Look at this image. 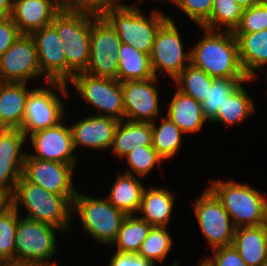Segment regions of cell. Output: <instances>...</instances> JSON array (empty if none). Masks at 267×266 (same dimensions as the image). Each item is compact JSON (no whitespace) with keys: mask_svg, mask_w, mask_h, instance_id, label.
<instances>
[{"mask_svg":"<svg viewBox=\"0 0 267 266\" xmlns=\"http://www.w3.org/2000/svg\"><path fill=\"white\" fill-rule=\"evenodd\" d=\"M265 29H267V0H262L256 6L244 10L239 25L233 33H253Z\"/></svg>","mask_w":267,"mask_h":266,"instance_id":"f35d334b","label":"cell"},{"mask_svg":"<svg viewBox=\"0 0 267 266\" xmlns=\"http://www.w3.org/2000/svg\"><path fill=\"white\" fill-rule=\"evenodd\" d=\"M152 146L151 123L121 120L115 129L111 151L121 160L133 149Z\"/></svg>","mask_w":267,"mask_h":266,"instance_id":"484cf974","label":"cell"},{"mask_svg":"<svg viewBox=\"0 0 267 266\" xmlns=\"http://www.w3.org/2000/svg\"><path fill=\"white\" fill-rule=\"evenodd\" d=\"M207 187L221 201L235 228L265 224L267 196L249 186L235 181L212 180Z\"/></svg>","mask_w":267,"mask_h":266,"instance_id":"3957f363","label":"cell"},{"mask_svg":"<svg viewBox=\"0 0 267 266\" xmlns=\"http://www.w3.org/2000/svg\"><path fill=\"white\" fill-rule=\"evenodd\" d=\"M233 34L238 41L241 65L246 75L254 80L257 70L267 65V29Z\"/></svg>","mask_w":267,"mask_h":266,"instance_id":"d4e9b609","label":"cell"},{"mask_svg":"<svg viewBox=\"0 0 267 266\" xmlns=\"http://www.w3.org/2000/svg\"><path fill=\"white\" fill-rule=\"evenodd\" d=\"M108 266H156L151 260L145 259L137 253H120L115 251Z\"/></svg>","mask_w":267,"mask_h":266,"instance_id":"7bdbcfd3","label":"cell"},{"mask_svg":"<svg viewBox=\"0 0 267 266\" xmlns=\"http://www.w3.org/2000/svg\"><path fill=\"white\" fill-rule=\"evenodd\" d=\"M59 11V0H13L11 18L22 34H31L51 25Z\"/></svg>","mask_w":267,"mask_h":266,"instance_id":"ffe728a7","label":"cell"},{"mask_svg":"<svg viewBox=\"0 0 267 266\" xmlns=\"http://www.w3.org/2000/svg\"><path fill=\"white\" fill-rule=\"evenodd\" d=\"M211 261L215 266H247L233 245L212 250Z\"/></svg>","mask_w":267,"mask_h":266,"instance_id":"60d3db41","label":"cell"},{"mask_svg":"<svg viewBox=\"0 0 267 266\" xmlns=\"http://www.w3.org/2000/svg\"><path fill=\"white\" fill-rule=\"evenodd\" d=\"M179 261L178 260H173V262H171L170 266H179Z\"/></svg>","mask_w":267,"mask_h":266,"instance_id":"681fc988","label":"cell"},{"mask_svg":"<svg viewBox=\"0 0 267 266\" xmlns=\"http://www.w3.org/2000/svg\"><path fill=\"white\" fill-rule=\"evenodd\" d=\"M135 175L118 173L112 184L109 195L105 198L126 215H136L141 206L145 186Z\"/></svg>","mask_w":267,"mask_h":266,"instance_id":"4316f807","label":"cell"},{"mask_svg":"<svg viewBox=\"0 0 267 266\" xmlns=\"http://www.w3.org/2000/svg\"><path fill=\"white\" fill-rule=\"evenodd\" d=\"M75 196H62L20 177L11 196L12 206L19 213L21 206L26 210L25 218L45 222L62 232L69 231L72 221Z\"/></svg>","mask_w":267,"mask_h":266,"instance_id":"7a4b0ae2","label":"cell"},{"mask_svg":"<svg viewBox=\"0 0 267 266\" xmlns=\"http://www.w3.org/2000/svg\"><path fill=\"white\" fill-rule=\"evenodd\" d=\"M167 230V227L152 226L137 254L154 263L164 262L173 245V239Z\"/></svg>","mask_w":267,"mask_h":266,"instance_id":"836d02e7","label":"cell"},{"mask_svg":"<svg viewBox=\"0 0 267 266\" xmlns=\"http://www.w3.org/2000/svg\"><path fill=\"white\" fill-rule=\"evenodd\" d=\"M69 82L86 104H91L93 108L103 112L94 115L112 117L118 121L124 120L122 82L112 78L96 77L85 72L75 74Z\"/></svg>","mask_w":267,"mask_h":266,"instance_id":"9c48e42d","label":"cell"},{"mask_svg":"<svg viewBox=\"0 0 267 266\" xmlns=\"http://www.w3.org/2000/svg\"><path fill=\"white\" fill-rule=\"evenodd\" d=\"M151 228L152 226L139 216L127 215L111 246H116V251L120 253H138Z\"/></svg>","mask_w":267,"mask_h":266,"instance_id":"4dcf8cb0","label":"cell"},{"mask_svg":"<svg viewBox=\"0 0 267 266\" xmlns=\"http://www.w3.org/2000/svg\"><path fill=\"white\" fill-rule=\"evenodd\" d=\"M249 81L253 82L251 78L242 82L228 97H225L222 107L209 123H221L226 127L233 126L244 122L255 112L253 99L244 88Z\"/></svg>","mask_w":267,"mask_h":266,"instance_id":"83f0119b","label":"cell"},{"mask_svg":"<svg viewBox=\"0 0 267 266\" xmlns=\"http://www.w3.org/2000/svg\"><path fill=\"white\" fill-rule=\"evenodd\" d=\"M120 47L121 40L111 24L104 17L91 16L90 59L84 72L117 79Z\"/></svg>","mask_w":267,"mask_h":266,"instance_id":"7c38bea8","label":"cell"},{"mask_svg":"<svg viewBox=\"0 0 267 266\" xmlns=\"http://www.w3.org/2000/svg\"><path fill=\"white\" fill-rule=\"evenodd\" d=\"M201 29L204 36L190 49L191 64L215 79H250L241 65L233 32Z\"/></svg>","mask_w":267,"mask_h":266,"instance_id":"6da1fadb","label":"cell"},{"mask_svg":"<svg viewBox=\"0 0 267 266\" xmlns=\"http://www.w3.org/2000/svg\"><path fill=\"white\" fill-rule=\"evenodd\" d=\"M265 227H266V230H267V213H266V218H265Z\"/></svg>","mask_w":267,"mask_h":266,"instance_id":"816d5d0a","label":"cell"},{"mask_svg":"<svg viewBox=\"0 0 267 266\" xmlns=\"http://www.w3.org/2000/svg\"><path fill=\"white\" fill-rule=\"evenodd\" d=\"M57 231L62 232L45 222L19 217L15 234V263L58 266L55 261H49L56 253Z\"/></svg>","mask_w":267,"mask_h":266,"instance_id":"52a82bcc","label":"cell"},{"mask_svg":"<svg viewBox=\"0 0 267 266\" xmlns=\"http://www.w3.org/2000/svg\"><path fill=\"white\" fill-rule=\"evenodd\" d=\"M51 25L64 43L66 84L77 73L87 69L90 59L91 16L60 10Z\"/></svg>","mask_w":267,"mask_h":266,"instance_id":"5b68a950","label":"cell"},{"mask_svg":"<svg viewBox=\"0 0 267 266\" xmlns=\"http://www.w3.org/2000/svg\"><path fill=\"white\" fill-rule=\"evenodd\" d=\"M126 159L129 167L126 174L133 175L139 178L147 176L154 166L161 165L164 159L157 153L152 146H141L138 149L130 151L123 160ZM132 171H131V170Z\"/></svg>","mask_w":267,"mask_h":266,"instance_id":"8d00e7d4","label":"cell"},{"mask_svg":"<svg viewBox=\"0 0 267 266\" xmlns=\"http://www.w3.org/2000/svg\"><path fill=\"white\" fill-rule=\"evenodd\" d=\"M21 34L11 17L0 20V57L14 44Z\"/></svg>","mask_w":267,"mask_h":266,"instance_id":"b9f144b4","label":"cell"},{"mask_svg":"<svg viewBox=\"0 0 267 266\" xmlns=\"http://www.w3.org/2000/svg\"><path fill=\"white\" fill-rule=\"evenodd\" d=\"M261 266H267V261L264 264H262Z\"/></svg>","mask_w":267,"mask_h":266,"instance_id":"f5cc1de1","label":"cell"},{"mask_svg":"<svg viewBox=\"0 0 267 266\" xmlns=\"http://www.w3.org/2000/svg\"><path fill=\"white\" fill-rule=\"evenodd\" d=\"M118 120L112 117L87 115L80 121L70 125L73 135V145L97 150L111 149Z\"/></svg>","mask_w":267,"mask_h":266,"instance_id":"d6986e66","label":"cell"},{"mask_svg":"<svg viewBox=\"0 0 267 266\" xmlns=\"http://www.w3.org/2000/svg\"><path fill=\"white\" fill-rule=\"evenodd\" d=\"M172 5H176L187 17L202 27L211 14L213 0H173Z\"/></svg>","mask_w":267,"mask_h":266,"instance_id":"ab89813d","label":"cell"},{"mask_svg":"<svg viewBox=\"0 0 267 266\" xmlns=\"http://www.w3.org/2000/svg\"><path fill=\"white\" fill-rule=\"evenodd\" d=\"M13 0H0V20L11 17Z\"/></svg>","mask_w":267,"mask_h":266,"instance_id":"ee69618b","label":"cell"},{"mask_svg":"<svg viewBox=\"0 0 267 266\" xmlns=\"http://www.w3.org/2000/svg\"><path fill=\"white\" fill-rule=\"evenodd\" d=\"M159 77L122 82L125 108L124 120L153 123L159 114V94L156 83Z\"/></svg>","mask_w":267,"mask_h":266,"instance_id":"2e32d148","label":"cell"},{"mask_svg":"<svg viewBox=\"0 0 267 266\" xmlns=\"http://www.w3.org/2000/svg\"><path fill=\"white\" fill-rule=\"evenodd\" d=\"M34 153L27 152L30 157L44 161L76 164L73 135L71 127L63 122L31 133L27 136Z\"/></svg>","mask_w":267,"mask_h":266,"instance_id":"9a60e30c","label":"cell"},{"mask_svg":"<svg viewBox=\"0 0 267 266\" xmlns=\"http://www.w3.org/2000/svg\"><path fill=\"white\" fill-rule=\"evenodd\" d=\"M75 167L76 164L44 161L27 154L22 176L49 192L62 196H75L77 194L73 182Z\"/></svg>","mask_w":267,"mask_h":266,"instance_id":"5bb4252c","label":"cell"},{"mask_svg":"<svg viewBox=\"0 0 267 266\" xmlns=\"http://www.w3.org/2000/svg\"><path fill=\"white\" fill-rule=\"evenodd\" d=\"M117 56L118 81L145 80L154 77L149 54L142 53L129 44L121 43Z\"/></svg>","mask_w":267,"mask_h":266,"instance_id":"f1b7e54d","label":"cell"},{"mask_svg":"<svg viewBox=\"0 0 267 266\" xmlns=\"http://www.w3.org/2000/svg\"><path fill=\"white\" fill-rule=\"evenodd\" d=\"M136 2H134V3H137L138 5L140 4V3H142V2H144V1H148V0H135ZM169 1V0H168ZM173 0H170V2H172Z\"/></svg>","mask_w":267,"mask_h":266,"instance_id":"f907efd6","label":"cell"},{"mask_svg":"<svg viewBox=\"0 0 267 266\" xmlns=\"http://www.w3.org/2000/svg\"><path fill=\"white\" fill-rule=\"evenodd\" d=\"M160 125L154 121L152 126V147L164 159H171L178 153L182 145L181 129L173 123L167 116L159 117Z\"/></svg>","mask_w":267,"mask_h":266,"instance_id":"f546056e","label":"cell"},{"mask_svg":"<svg viewBox=\"0 0 267 266\" xmlns=\"http://www.w3.org/2000/svg\"><path fill=\"white\" fill-rule=\"evenodd\" d=\"M137 3L124 4L113 8L104 18L111 24L119 35L121 43L129 44L142 53H151L159 27L169 18L160 12L153 11L147 16Z\"/></svg>","mask_w":267,"mask_h":266,"instance_id":"277c9868","label":"cell"},{"mask_svg":"<svg viewBox=\"0 0 267 266\" xmlns=\"http://www.w3.org/2000/svg\"><path fill=\"white\" fill-rule=\"evenodd\" d=\"M261 1L262 0H235V2L244 7V9L256 6Z\"/></svg>","mask_w":267,"mask_h":266,"instance_id":"bcb514c9","label":"cell"},{"mask_svg":"<svg viewBox=\"0 0 267 266\" xmlns=\"http://www.w3.org/2000/svg\"><path fill=\"white\" fill-rule=\"evenodd\" d=\"M244 10L235 0H213L209 20L202 27L233 32L239 25Z\"/></svg>","mask_w":267,"mask_h":266,"instance_id":"d6a6232c","label":"cell"},{"mask_svg":"<svg viewBox=\"0 0 267 266\" xmlns=\"http://www.w3.org/2000/svg\"><path fill=\"white\" fill-rule=\"evenodd\" d=\"M197 266H215V265L213 264L211 259L208 256H206L203 258V260H201V262Z\"/></svg>","mask_w":267,"mask_h":266,"instance_id":"7dc6e473","label":"cell"},{"mask_svg":"<svg viewBox=\"0 0 267 266\" xmlns=\"http://www.w3.org/2000/svg\"><path fill=\"white\" fill-rule=\"evenodd\" d=\"M214 79L203 70L189 64L173 81L177 85V90L202 103L206 99Z\"/></svg>","mask_w":267,"mask_h":266,"instance_id":"1f68e13d","label":"cell"},{"mask_svg":"<svg viewBox=\"0 0 267 266\" xmlns=\"http://www.w3.org/2000/svg\"><path fill=\"white\" fill-rule=\"evenodd\" d=\"M76 213L84 232L104 245H112L118 236L126 214L115 208L106 198L93 197L77 191L73 200Z\"/></svg>","mask_w":267,"mask_h":266,"instance_id":"8992f818","label":"cell"},{"mask_svg":"<svg viewBox=\"0 0 267 266\" xmlns=\"http://www.w3.org/2000/svg\"><path fill=\"white\" fill-rule=\"evenodd\" d=\"M34 40L37 57L42 74L50 82H61L66 84V56L64 43L56 29L46 26L30 34Z\"/></svg>","mask_w":267,"mask_h":266,"instance_id":"ac0fdd59","label":"cell"},{"mask_svg":"<svg viewBox=\"0 0 267 266\" xmlns=\"http://www.w3.org/2000/svg\"><path fill=\"white\" fill-rule=\"evenodd\" d=\"M248 79H227L216 78L213 80L206 99L201 103L203 113L210 122L219 111L220 107L228 97L242 82Z\"/></svg>","mask_w":267,"mask_h":266,"instance_id":"d590c367","label":"cell"},{"mask_svg":"<svg viewBox=\"0 0 267 266\" xmlns=\"http://www.w3.org/2000/svg\"><path fill=\"white\" fill-rule=\"evenodd\" d=\"M19 217L13 206L0 213V264L15 263V234Z\"/></svg>","mask_w":267,"mask_h":266,"instance_id":"e575fe53","label":"cell"},{"mask_svg":"<svg viewBox=\"0 0 267 266\" xmlns=\"http://www.w3.org/2000/svg\"><path fill=\"white\" fill-rule=\"evenodd\" d=\"M12 206L11 195L3 189H0V213L6 211Z\"/></svg>","mask_w":267,"mask_h":266,"instance_id":"f6af8a7d","label":"cell"},{"mask_svg":"<svg viewBox=\"0 0 267 266\" xmlns=\"http://www.w3.org/2000/svg\"><path fill=\"white\" fill-rule=\"evenodd\" d=\"M232 245L247 266H261L267 261L265 225L236 228Z\"/></svg>","mask_w":267,"mask_h":266,"instance_id":"cb8c5ba5","label":"cell"},{"mask_svg":"<svg viewBox=\"0 0 267 266\" xmlns=\"http://www.w3.org/2000/svg\"><path fill=\"white\" fill-rule=\"evenodd\" d=\"M174 193L165 187L150 186L145 188L141 206L138 211L140 218L151 226L167 227L174 209Z\"/></svg>","mask_w":267,"mask_h":266,"instance_id":"7402d4cb","label":"cell"},{"mask_svg":"<svg viewBox=\"0 0 267 266\" xmlns=\"http://www.w3.org/2000/svg\"><path fill=\"white\" fill-rule=\"evenodd\" d=\"M38 77L50 82L40 69L32 36L21 34L0 57V82L29 83Z\"/></svg>","mask_w":267,"mask_h":266,"instance_id":"4fadbf2b","label":"cell"},{"mask_svg":"<svg viewBox=\"0 0 267 266\" xmlns=\"http://www.w3.org/2000/svg\"><path fill=\"white\" fill-rule=\"evenodd\" d=\"M46 87L33 88L28 96L24 122L20 129L26 136L35 131L52 127L61 122L65 114V105L60 95L68 97L67 84L47 82ZM54 89V91H52ZM55 90L58 93H55Z\"/></svg>","mask_w":267,"mask_h":266,"instance_id":"ba28073f","label":"cell"},{"mask_svg":"<svg viewBox=\"0 0 267 266\" xmlns=\"http://www.w3.org/2000/svg\"><path fill=\"white\" fill-rule=\"evenodd\" d=\"M27 84L0 82V129L22 128L27 99L32 90Z\"/></svg>","mask_w":267,"mask_h":266,"instance_id":"44dd1931","label":"cell"},{"mask_svg":"<svg viewBox=\"0 0 267 266\" xmlns=\"http://www.w3.org/2000/svg\"><path fill=\"white\" fill-rule=\"evenodd\" d=\"M192 207L198 226L212 250L232 245L236 228L221 201L208 187L192 202Z\"/></svg>","mask_w":267,"mask_h":266,"instance_id":"8fae6325","label":"cell"},{"mask_svg":"<svg viewBox=\"0 0 267 266\" xmlns=\"http://www.w3.org/2000/svg\"><path fill=\"white\" fill-rule=\"evenodd\" d=\"M175 94L167 107V117L175 123L183 133H196L209 122L203 113L200 102L175 90Z\"/></svg>","mask_w":267,"mask_h":266,"instance_id":"603a6c76","label":"cell"},{"mask_svg":"<svg viewBox=\"0 0 267 266\" xmlns=\"http://www.w3.org/2000/svg\"><path fill=\"white\" fill-rule=\"evenodd\" d=\"M1 266H38L33 264H16V263H8V264H1Z\"/></svg>","mask_w":267,"mask_h":266,"instance_id":"c3c4849f","label":"cell"},{"mask_svg":"<svg viewBox=\"0 0 267 266\" xmlns=\"http://www.w3.org/2000/svg\"><path fill=\"white\" fill-rule=\"evenodd\" d=\"M121 0H60V10L68 13L104 17L113 8L124 5Z\"/></svg>","mask_w":267,"mask_h":266,"instance_id":"74e56055","label":"cell"},{"mask_svg":"<svg viewBox=\"0 0 267 266\" xmlns=\"http://www.w3.org/2000/svg\"><path fill=\"white\" fill-rule=\"evenodd\" d=\"M149 56L155 77L165 72L164 75L167 74L174 80L187 65L191 64V50L184 51L181 33L173 18L169 17L159 27Z\"/></svg>","mask_w":267,"mask_h":266,"instance_id":"30bf717a","label":"cell"},{"mask_svg":"<svg viewBox=\"0 0 267 266\" xmlns=\"http://www.w3.org/2000/svg\"><path fill=\"white\" fill-rule=\"evenodd\" d=\"M27 136L20 129H0V189L11 196L20 177L27 152Z\"/></svg>","mask_w":267,"mask_h":266,"instance_id":"e0dca14e","label":"cell"}]
</instances>
